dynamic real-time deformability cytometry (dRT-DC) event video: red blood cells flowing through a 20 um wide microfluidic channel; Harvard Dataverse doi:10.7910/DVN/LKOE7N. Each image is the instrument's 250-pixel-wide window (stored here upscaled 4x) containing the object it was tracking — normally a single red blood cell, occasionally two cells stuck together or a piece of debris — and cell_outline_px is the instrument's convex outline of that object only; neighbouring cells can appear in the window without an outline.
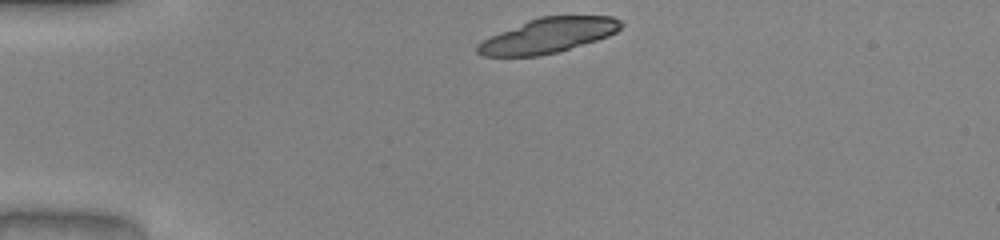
{"species": "common noctule bat (a hibernating species)", "species_latin": "Nyctalus noctula", "temperature_condition": "warm", "stored_images_in_passage": 32, "camera_frame_rate_fps": 3000, "um_per_image_px": 0.085, "animal": {"sex": "male", "body_mass_g": 20.0, "forearm_length_mm": 53.3}, "frame": {"image": 1, "passage_image": 1, "time_ms": 0.0, "image_size_px": [1000, 240], "cell_outline_px": [[624, 24], [616, 32], [608, 36], [596, 40], [556, 52], [540, 56], [484, 56], [476, 52], [476, 44], [480, 40], [528, 20], [540, 16], [612, 16], [620, 20]], "centroid_in_image_um": [46.56, 3.02], "position_along_channel_um": 38.4, "area_um2": 29.02}, "authors_computed_cell_mechanics": {"area_um2": 19.1029, "velocity_mm_per_s": 4.07, "shape_relaxation_time_tau1_ms": 2.4781, "shape_relaxation_time_tau2_ms": 2.0825, "deformation_change_tau1": 0.3767, "deformation_change_tau2": 0.0839}}